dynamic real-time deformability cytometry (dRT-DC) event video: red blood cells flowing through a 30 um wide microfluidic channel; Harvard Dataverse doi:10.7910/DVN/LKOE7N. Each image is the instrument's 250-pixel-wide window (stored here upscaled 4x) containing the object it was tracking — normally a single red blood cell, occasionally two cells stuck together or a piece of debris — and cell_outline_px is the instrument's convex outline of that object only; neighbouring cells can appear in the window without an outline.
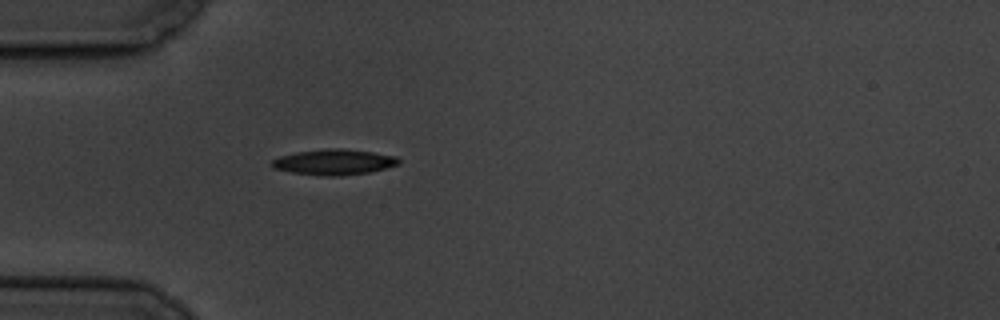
{"species": "common noctule bat (a hibernating species)", "species_latin": "Nyctalus noctula", "temperature_condition": "cold", "stored_images_in_passage": 1, "camera_frame_rate_fps": 3000, "um_per_image_px": 0.085, "animal": {"sex": "male", "body_mass_g": 19.5, "forearm_length_mm": 54.6}, "frame": {"image": 1, "passage_image": 1, "time_ms": 0.0, "image_size_px": [1000, 320], "cell_outline_px": [[400, 164], [368, 172], [340, 176], [320, 176], [292, 172], [272, 168], [272, 160], [280, 156], [296, 152], [328, 148], [344, 148], [372, 152], [396, 156], [400, 160]], "centroid_in_image_um": [28.39, 13.77], "position_along_channel_um": 56.6, "area_um2": 18.9}}